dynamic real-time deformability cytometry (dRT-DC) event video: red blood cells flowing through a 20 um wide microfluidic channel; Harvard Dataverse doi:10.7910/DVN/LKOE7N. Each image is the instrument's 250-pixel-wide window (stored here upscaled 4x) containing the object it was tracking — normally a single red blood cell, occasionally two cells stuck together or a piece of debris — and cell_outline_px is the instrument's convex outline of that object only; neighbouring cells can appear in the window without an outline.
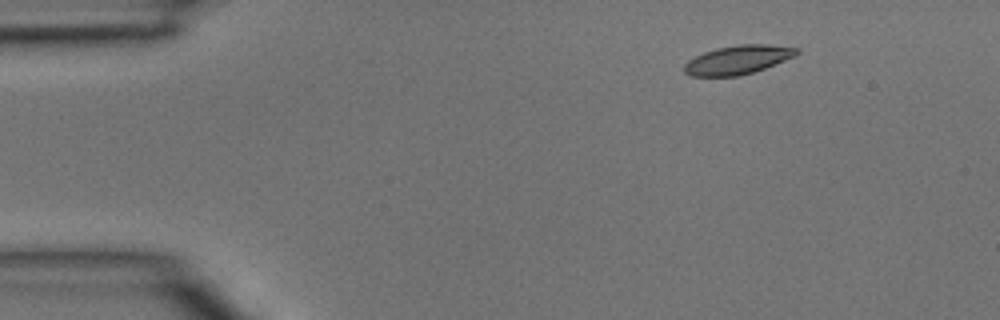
{"species": "common noctule bat (a hibernating species)", "species_latin": "Nyctalus noctula", "temperature_condition": "room temperature", "stored_images_in_passage": 4, "camera_frame_rate_fps": 3000, "um_per_image_px": 0.085, "animal": {"sex": "male", "body_mass_g": 15.6}, "frame": {"image": 1, "passage_image": 2, "time_ms": 0.333, "image_size_px": [1000, 320], "cell_outline_px": [[800, 52], [796, 56], [764, 68], [752, 72], [736, 76], [688, 76], [684, 72], [684, 64], [688, 60], [704, 52], [716, 48], [740, 44], [768, 44], [800, 48]], "centroid_in_image_um": [62.72, 5.07], "position_along_channel_um": 22.3, "area_um2": 18.9}}
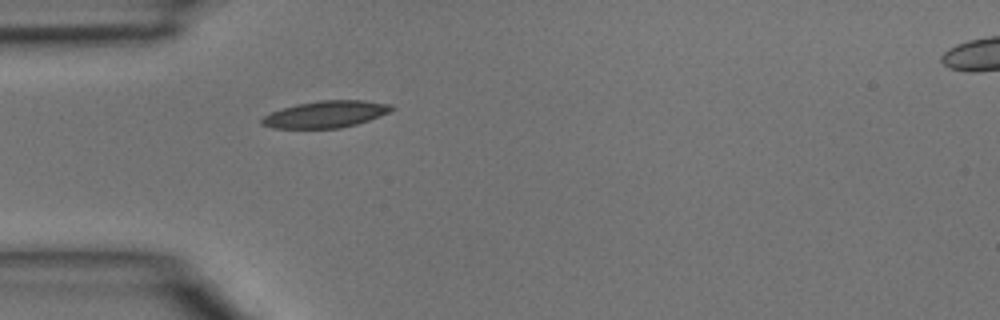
{"frame": {"image": 2, "passage_image": 4, "time_ms": 1.0, "image_size_px": [1000, 320], "cell_outline_px": [[396, 108], [388, 112], [368, 120], [356, 124], [340, 128], [272, 128], [260, 124], [260, 120], [264, 116], [272, 112], [296, 104], [320, 100], [364, 100], [392, 104]], "centroid_in_image_um": [27.69, 9.71], "position_along_channel_um": 57.3, "area_um2": 20.17}}